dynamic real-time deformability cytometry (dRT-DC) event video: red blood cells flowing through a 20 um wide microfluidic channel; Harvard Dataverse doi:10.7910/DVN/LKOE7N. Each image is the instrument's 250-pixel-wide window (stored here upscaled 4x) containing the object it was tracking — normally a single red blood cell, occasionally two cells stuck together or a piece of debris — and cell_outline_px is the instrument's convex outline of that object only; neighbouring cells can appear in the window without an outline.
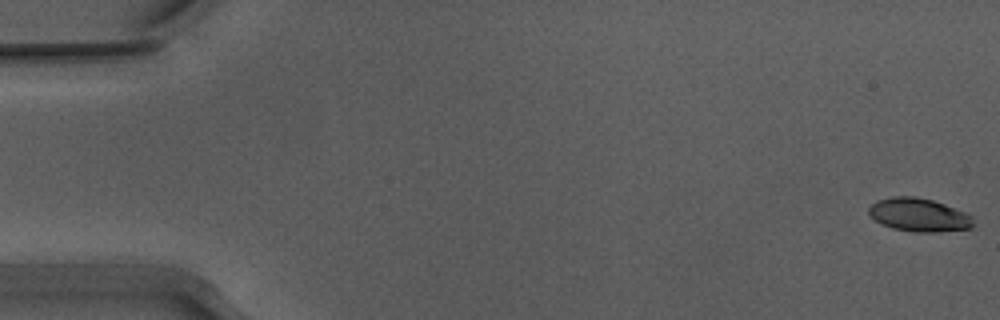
{"species": "Egyptian fruit bat (a non-hibernating species)", "species_latin": "Rousettus aegyptiacus", "temperature_condition": "warm", "stored_images_in_passage": 54, "camera_frame_rate_fps": 3000, "um_per_image_px": 0.085, "animal": {"sex": "male"}, "frame": {"image": 1, "passage_image": 1, "time_ms": 0.0, "image_size_px": [1000, 320], "cell_outline_px": [[972, 228], [936, 232], [912, 232], [892, 228], [880, 224], [868, 212], [868, 208], [876, 200], [892, 196], [916, 196], [932, 200], [944, 204], [964, 212], [972, 216]], "centroid_in_image_um": [78.07, 18.26], "position_along_channel_um": 6.9, "area_um2": 20.29}}
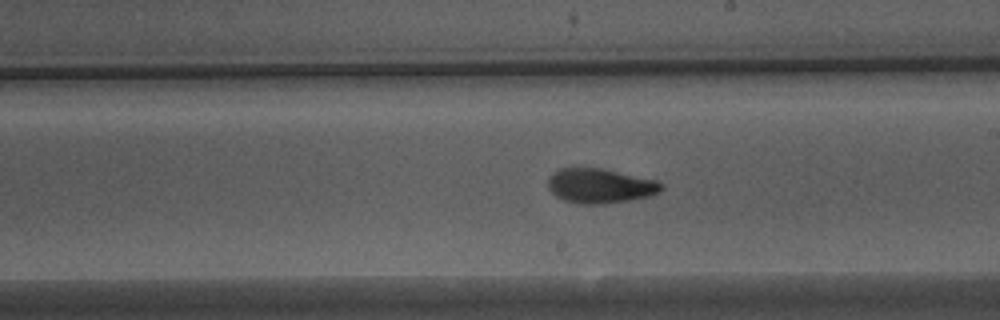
{"frame": {"image": 2, "passage_image": 31, "time_ms": 10.0, "image_size_px": [1000, 320], "cell_outline_px": [[664, 188], [660, 192], [648, 196], [628, 200], [600, 204], [584, 204], [564, 200], [556, 196], [548, 188], [548, 180], [560, 168], [604, 168], [656, 180], [664, 184]], "centroid_in_image_um": [51.05, 15.79], "position_along_channel_um": 238.0, "area_um2": 22.72}}
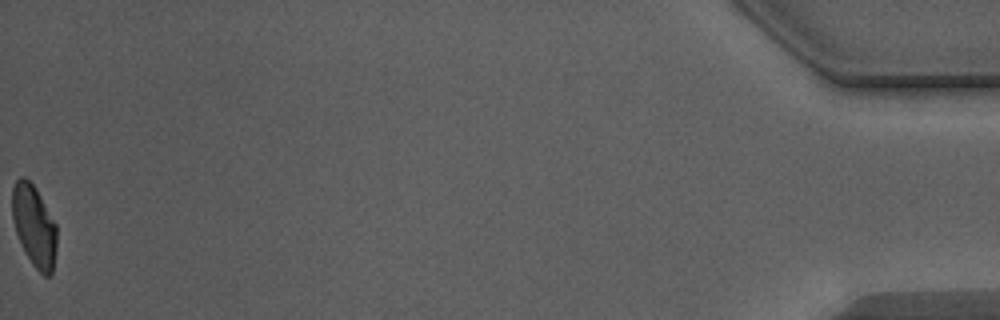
{"frame": {"image": 3, "passage_image": 54, "time_ms": 17.667, "image_size_px": [1000, 320], "cell_outline_px": [[56, 248], [52, 276], [44, 276], [32, 264], [16, 232], [12, 216], [12, 188], [16, 180], [20, 176], [24, 176], [36, 188], [56, 224]], "centroid_in_image_um": [2.91, 19.18], "position_along_channel_um": 432.3, "area_um2": 20.98}, "authors_computed_cell_mechanics": {"area_um2": 22.0507, "velocity_mm_per_s": 3.9116, "shape_relaxation_time_tau1_ms": 4.3717, "shape_relaxation_time_tau2_ms": 2.0346, "deformation_change_tau1": 0.171, "deformation_change_tau2": 0.0707}}